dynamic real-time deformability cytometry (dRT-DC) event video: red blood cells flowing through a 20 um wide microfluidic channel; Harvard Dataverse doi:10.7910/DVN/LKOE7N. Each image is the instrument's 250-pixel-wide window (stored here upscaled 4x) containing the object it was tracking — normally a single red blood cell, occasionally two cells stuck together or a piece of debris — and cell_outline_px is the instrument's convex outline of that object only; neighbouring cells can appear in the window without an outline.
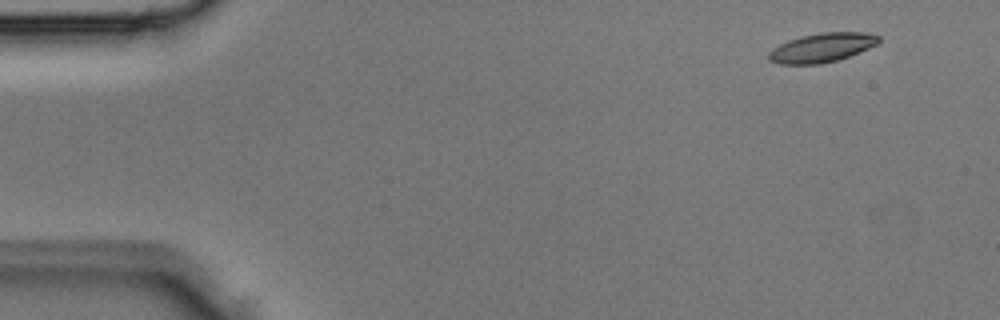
{"species": "Egyptian fruit bat (a non-hibernating species)", "species_latin": "Rousettus aegyptiacus", "temperature_condition": "room temperature", "stored_images_in_passage": 4, "segment_of_instrument_passage": [1, 2], "camera_frame_rate_fps": 3000, "um_per_image_px": 0.085, "animal": {"sex": "male"}, "frame": {"image": 1, "passage_image": 1, "time_ms": 0.0, "image_size_px": [1000, 320], "cell_outline_px": [[880, 40], [876, 44], [860, 52], [836, 60], [820, 64], [780, 64], [768, 60], [768, 52], [772, 48], [788, 40], [800, 36], [820, 32], [864, 32], [880, 36]], "centroid_in_image_um": [69.83, 4.04], "position_along_channel_um": 15.2, "area_um2": 18.67}}